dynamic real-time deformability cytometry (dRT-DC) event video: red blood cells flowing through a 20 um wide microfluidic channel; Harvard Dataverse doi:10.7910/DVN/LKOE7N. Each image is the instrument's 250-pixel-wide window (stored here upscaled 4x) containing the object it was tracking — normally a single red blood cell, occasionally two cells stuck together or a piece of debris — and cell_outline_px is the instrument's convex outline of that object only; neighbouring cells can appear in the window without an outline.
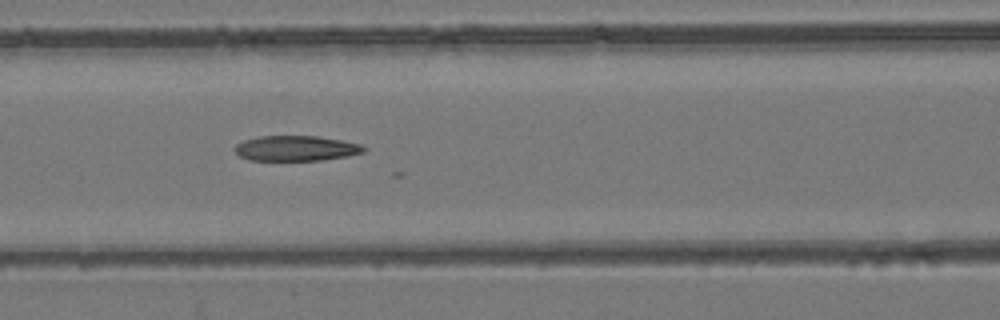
{"species": "common noctule bat (a hibernating species)", "species_latin": "Nyctalus noctula", "temperature_condition": "room temperature", "stored_images_in_passage": 30, "camera_frame_rate_fps": 3000, "um_per_image_px": 0.085, "animal": {"sex": "female", "body_mass_g": 24.6, "forearm_length_mm": 56.2}, "frame": {"image": 1, "passage_image": 10, "time_ms": 3.0, "image_size_px": [1000, 320], "cell_outline_px": [[368, 148], [364, 152], [348, 156], [324, 160], [248, 160], [240, 156], [236, 152], [236, 144], [244, 140], [260, 136], [320, 136], [360, 144]], "centroid_in_image_um": [25.2, 12.61], "position_along_channel_um": 141.4, "area_um2": 18.96}}
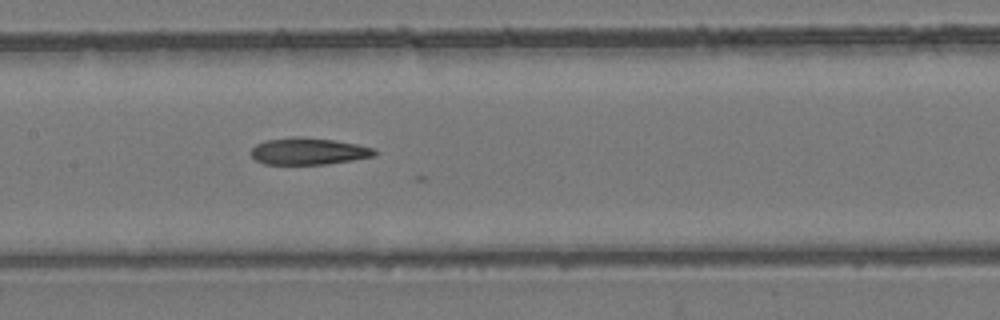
{"frame": {"image": 2, "passage_image": 13, "time_ms": 4.0, "image_size_px": [1000, 320], "cell_outline_px": [[376, 156], [328, 164], [264, 164], [256, 160], [248, 152], [256, 144], [264, 140], [292, 136], [300, 136], [332, 140], [356, 144], [376, 148]], "centroid_in_image_um": [26.2, 12.85], "position_along_channel_um": 181.2, "area_um2": 19.54}}